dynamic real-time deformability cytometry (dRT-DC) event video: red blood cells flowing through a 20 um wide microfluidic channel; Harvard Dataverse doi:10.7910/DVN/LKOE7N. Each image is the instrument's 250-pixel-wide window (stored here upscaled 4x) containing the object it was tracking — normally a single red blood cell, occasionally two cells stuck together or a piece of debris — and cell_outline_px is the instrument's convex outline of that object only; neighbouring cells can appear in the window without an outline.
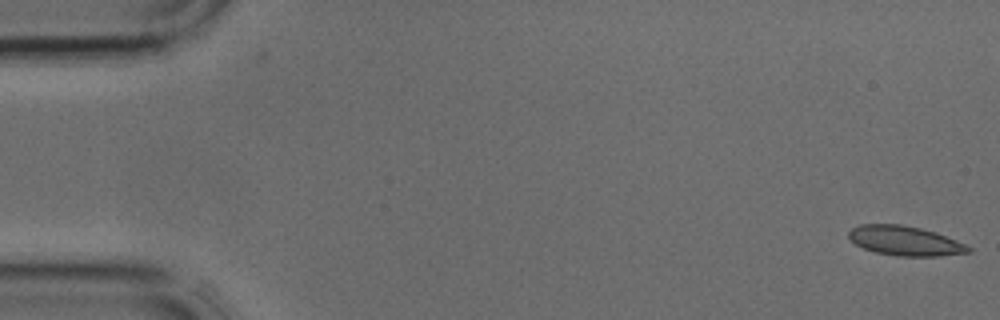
{"species": "common noctule bat (a hibernating species)", "species_latin": "Nyctalus noctula", "temperature_condition": "cold", "stored_images_in_passage": 4, "camera_frame_rate_fps": 3000, "um_per_image_px": 0.085, "animal": {"sex": "male", "body_mass_g": 17.9, "forearm_length_mm": 54.2}, "frame": {"image": 1, "passage_image": 1, "time_ms": 0.0, "image_size_px": [1000, 320], "cell_outline_px": [[972, 252], [940, 256], [896, 256], [876, 252], [864, 248], [856, 244], [848, 236], [848, 232], [852, 228], [860, 224], [900, 224], [920, 228], [936, 232], [956, 240], [972, 248]], "centroid_in_image_um": [76.94, 20.47], "position_along_channel_um": 8.1, "area_um2": 20.58}}